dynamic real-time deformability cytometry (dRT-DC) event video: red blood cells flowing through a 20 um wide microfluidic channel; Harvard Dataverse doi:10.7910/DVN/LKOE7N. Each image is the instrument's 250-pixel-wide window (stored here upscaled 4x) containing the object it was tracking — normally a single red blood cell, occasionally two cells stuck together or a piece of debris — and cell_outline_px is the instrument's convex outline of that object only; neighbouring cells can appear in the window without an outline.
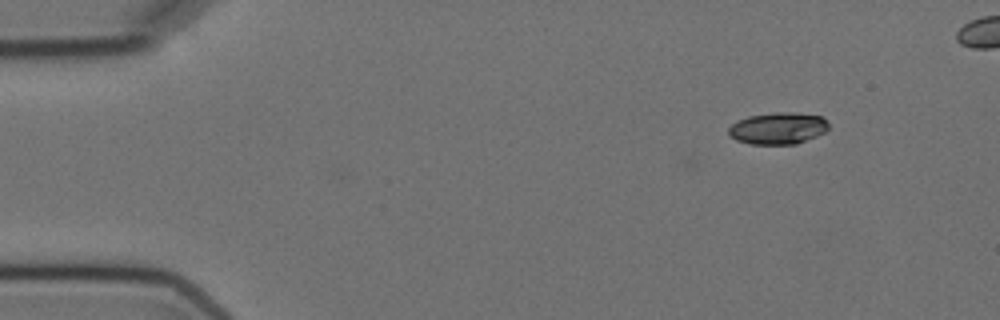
{"species": "Egyptian fruit bat (a non-hibernating species)", "species_latin": "Rousettus aegyptiacus", "temperature_condition": "cold", "stored_images_in_passage": 5, "camera_frame_rate_fps": 3000, "um_per_image_px": 0.085, "animal": {"sex": "female"}, "frame": {"image": 1, "passage_image": 1, "time_ms": 0.0, "image_size_px": [1000, 320], "cell_outline_px": [[828, 128], [824, 132], [816, 136], [796, 144], [752, 144], [736, 140], [728, 132], [728, 128], [736, 120], [748, 116], [776, 112], [796, 112], [820, 116], [828, 120]], "centroid_in_image_um": [66.13, 10.89], "position_along_channel_um": 18.9, "area_um2": 18.55}}